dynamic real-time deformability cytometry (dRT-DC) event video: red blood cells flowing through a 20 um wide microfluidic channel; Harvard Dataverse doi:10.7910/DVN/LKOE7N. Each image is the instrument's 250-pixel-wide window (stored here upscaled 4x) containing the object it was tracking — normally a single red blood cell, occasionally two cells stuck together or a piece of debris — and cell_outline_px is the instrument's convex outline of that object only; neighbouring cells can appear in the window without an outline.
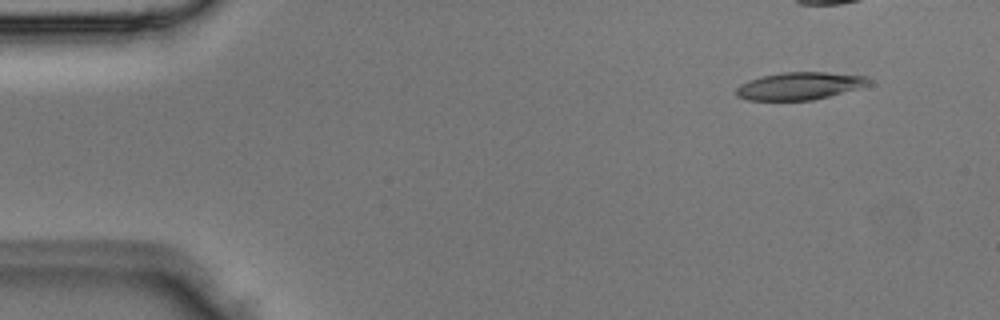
{"species": "Egyptian fruit bat (a non-hibernating species)", "species_latin": "Rousettus aegyptiacus", "temperature_condition": "room temperature", "stored_images_in_passage": 7, "camera_frame_rate_fps": 3000, "um_per_image_px": 0.085, "animal": {"sex": "male"}, "frame": {"image": 1, "passage_image": 2, "time_ms": 0.333, "image_size_px": [1000, 320], "cell_outline_px": [[872, 84], [828, 96], [812, 100], [748, 100], [736, 96], [736, 88], [740, 84], [748, 80], [760, 76], [784, 72], [824, 72], [864, 76], [872, 80]], "centroid_in_image_um": [67.93, 7.3], "position_along_channel_um": 17.1, "area_um2": 21.15}}
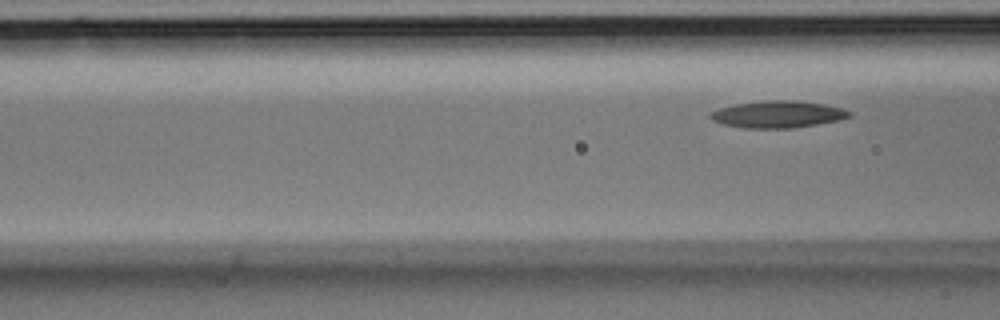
{"frame": {"image": 2, "passage_image": 7, "time_ms": 2.0, "image_size_px": [1000, 320], "cell_outline_px": [[852, 116], [840, 120], [792, 128], [744, 128], [724, 124], [712, 120], [708, 116], [712, 112], [720, 108], [732, 104], [764, 100], [796, 100], [824, 104], [844, 108], [852, 112]], "centroid_in_image_um": [66.14, 9.7], "position_along_channel_um": 100.5, "area_um2": 21.96}}